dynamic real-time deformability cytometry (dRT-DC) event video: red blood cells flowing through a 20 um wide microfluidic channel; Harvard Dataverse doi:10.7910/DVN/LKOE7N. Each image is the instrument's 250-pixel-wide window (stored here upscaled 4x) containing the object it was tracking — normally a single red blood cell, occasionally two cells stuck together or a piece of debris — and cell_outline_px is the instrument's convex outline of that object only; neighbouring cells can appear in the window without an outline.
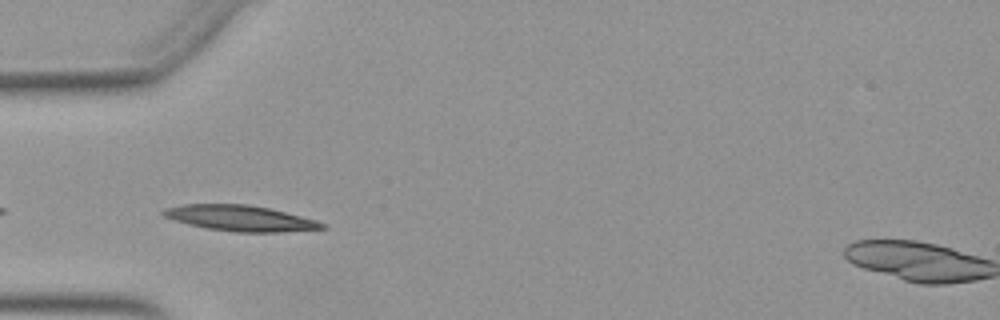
{"species": "Egyptian fruit bat (a non-hibernating species)", "species_latin": "Rousettus aegyptiacus", "temperature_condition": "warm", "stored_images_in_passage": 5, "camera_frame_rate_fps": 3000, "um_per_image_px": 0.085, "animal": {"sex": "female"}, "frame": {"image": 1, "passage_image": 2, "time_ms": 0.333, "image_size_px": [1000, 320], "cell_outline_px": [[328, 228], [280, 232], [236, 232], [204, 228], [188, 224], [164, 216], [160, 212], [164, 208], [184, 204], [248, 204], [268, 208], [316, 220], [324, 224]], "centroid_in_image_um": [20.39, 18.55], "position_along_channel_um": 64.6, "area_um2": 23.64}}
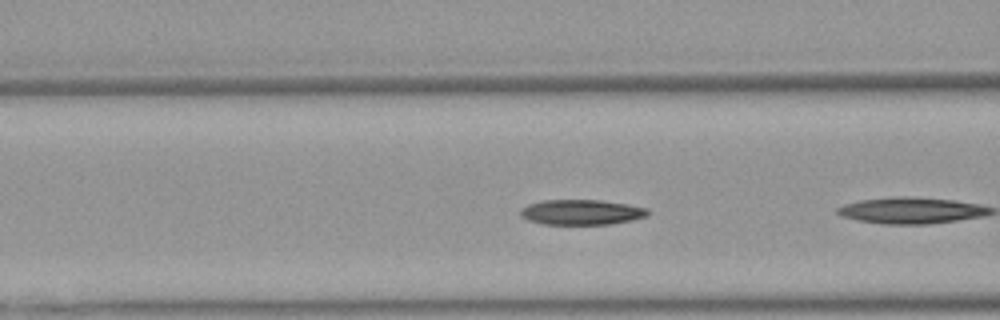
{"frame": {"image": 2, "passage_image": 4, "time_ms": 1.0, "image_size_px": [1000, 320], "cell_outline_px": [[652, 212], [648, 216], [632, 220], [608, 224], [544, 224], [528, 220], [520, 216], [520, 208], [528, 204], [544, 200], [600, 200], [628, 204], [648, 208]], "centroid_in_image_um": [49.45, 18.03], "position_along_channel_um": 117.2, "area_um2": 18.84}}